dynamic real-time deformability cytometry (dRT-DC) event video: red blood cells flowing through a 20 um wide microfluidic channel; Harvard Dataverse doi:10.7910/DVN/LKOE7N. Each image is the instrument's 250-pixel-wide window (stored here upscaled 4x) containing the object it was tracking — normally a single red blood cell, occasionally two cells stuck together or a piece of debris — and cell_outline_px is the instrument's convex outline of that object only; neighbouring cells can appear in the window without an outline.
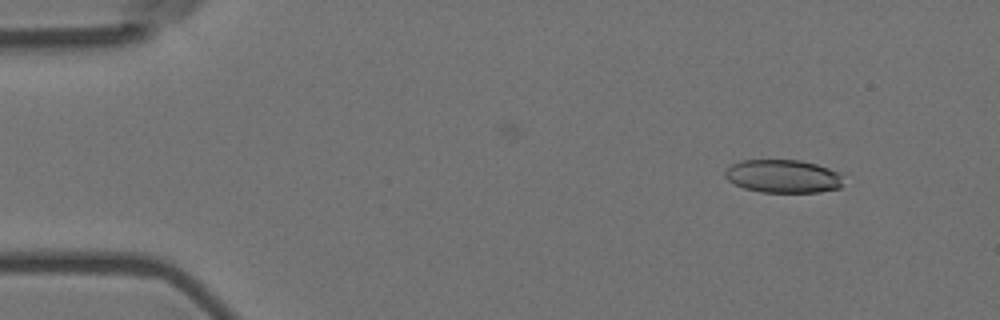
{"species": "Egyptian fruit bat (a non-hibernating species)", "species_latin": "Rousettus aegyptiacus", "temperature_condition": "room temperature", "stored_images_in_passage": 55, "camera_frame_rate_fps": 3000, "um_per_image_px": 0.085, "animal": {"sex": "female"}, "frame": {"image": 1, "passage_image": 5, "time_ms": 1.333, "image_size_px": [1000, 320], "cell_outline_px": [[840, 188], [820, 192], [760, 192], [744, 188], [728, 180], [724, 176], [724, 172], [732, 164], [740, 160], [800, 160], [816, 164], [840, 172]], "centroid_in_image_um": [66.53, 14.98], "position_along_channel_um": 18.5, "area_um2": 22.77}}
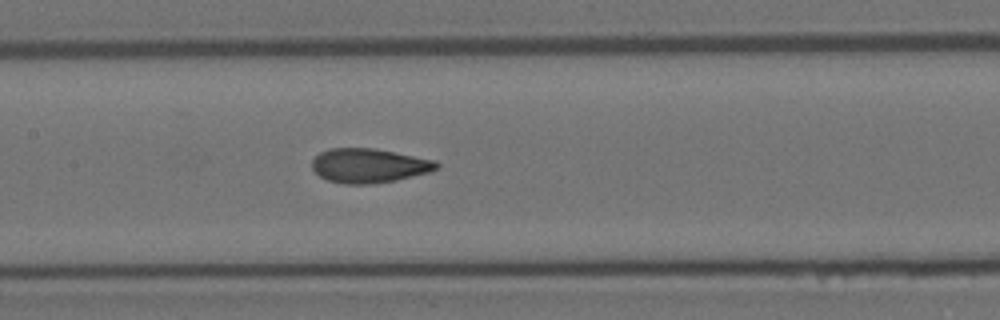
{"frame": {"image": 2, "passage_image": 26, "time_ms": 8.333, "image_size_px": [1000, 320], "cell_outline_px": [[440, 164], [436, 168], [428, 172], [396, 180], [372, 184], [344, 184], [328, 180], [320, 176], [312, 168], [312, 160], [320, 152], [328, 148], [376, 148], [436, 160]], "centroid_in_image_um": [31.35, 14.07], "position_along_channel_um": 176.0, "area_um2": 24.91}}
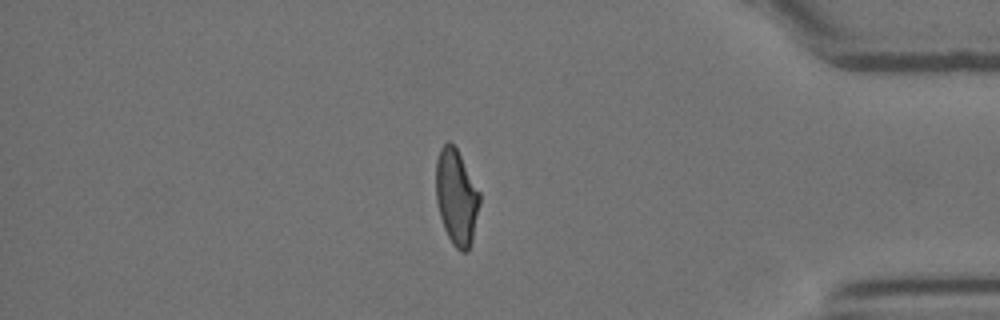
{"frame": {"image": 3, "passage_image": 47, "time_ms": 15.333, "image_size_px": [1000, 320], "cell_outline_px": [[480, 204], [472, 240], [468, 252], [460, 252], [452, 244], [444, 228], [440, 216], [436, 200], [436, 160], [440, 148], [448, 140], [456, 148], [480, 192]], "centroid_in_image_um": [38.79, 16.77], "position_along_channel_um": 396.4, "area_um2": 24.33}, "authors_computed_cell_mechanics": {"area_um2": 24.5072, "velocity_mm_per_s": 3.6082, "shape_relaxation_time_tau1_ms": 7.425, "shape_relaxation_time_tau2_ms": 1.2116, "deformation_change_tau1": 0.2102, "deformation_change_tau2": 0.0804}}